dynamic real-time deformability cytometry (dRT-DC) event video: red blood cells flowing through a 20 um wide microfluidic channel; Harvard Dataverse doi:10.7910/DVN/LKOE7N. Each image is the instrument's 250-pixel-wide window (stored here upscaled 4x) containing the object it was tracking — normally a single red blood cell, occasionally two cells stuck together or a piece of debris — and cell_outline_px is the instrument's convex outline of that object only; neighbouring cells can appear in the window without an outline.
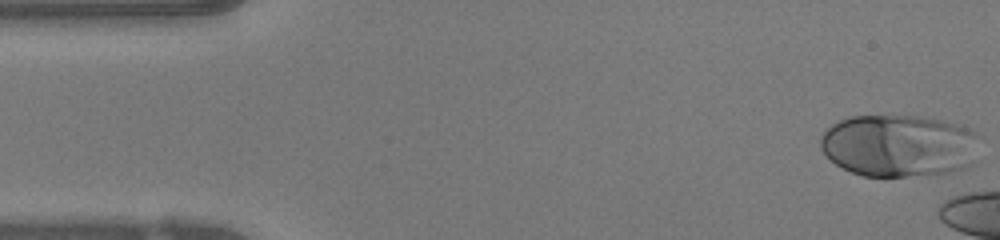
{"species": "human", "species_latin": "Homo sapiens", "temperature_condition": "warm", "stored_images_in_passage": 5, "camera_frame_rate_fps": 3000, "um_per_image_px": 0.085, "donor": {"sex": "female"}, "frame": {"image": 1, "passage_image": 1, "time_ms": 0.0, "image_size_px": [1000, 240], "cell_outline_px": [[976, 136], [968, 168], [948, 172], [908, 176], [864, 176], [852, 172], [836, 164], [820, 148], [820, 136], [832, 124], [840, 120], [852, 116], [920, 116], [940, 120], [968, 128]], "centroid_in_image_um": [76.32, 12.37], "position_along_channel_um": 8.7, "area_um2": 56.82}}